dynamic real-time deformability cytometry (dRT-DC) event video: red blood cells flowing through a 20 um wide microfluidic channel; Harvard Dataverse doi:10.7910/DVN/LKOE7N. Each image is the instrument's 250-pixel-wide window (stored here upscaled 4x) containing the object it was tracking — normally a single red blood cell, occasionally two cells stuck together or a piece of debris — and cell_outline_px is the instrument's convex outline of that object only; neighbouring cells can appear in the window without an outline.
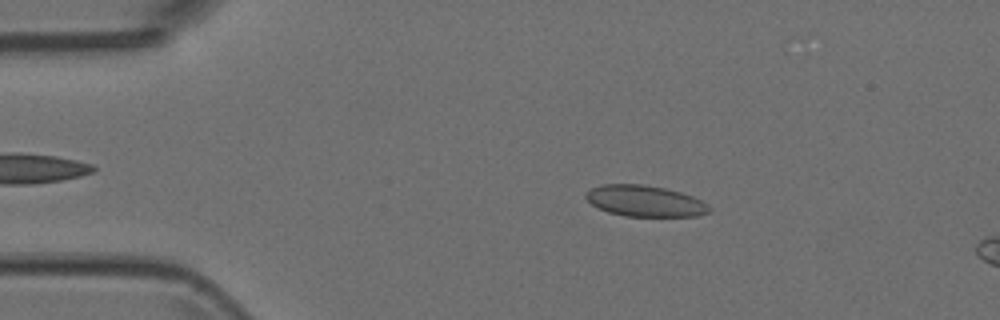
{"species": "Egyptian fruit bat (a non-hibernating species)", "species_latin": "Rousettus aegyptiacus", "temperature_condition": "room temperature", "stored_images_in_passage": 3, "camera_frame_rate_fps": 3000, "um_per_image_px": 0.085, "animal": {"sex": "female"}, "frame": {"image": 1, "passage_image": 1, "time_ms": 0.0, "image_size_px": [1000, 320], "cell_outline_px": [[712, 212], [696, 216], [624, 216], [608, 212], [592, 204], [584, 196], [592, 188], [600, 184], [640, 184], [664, 188], [680, 192], [692, 196], [708, 204], [712, 208]], "centroid_in_image_um": [54.85, 17.09], "position_along_channel_um": 30.1, "area_um2": 22.31}}